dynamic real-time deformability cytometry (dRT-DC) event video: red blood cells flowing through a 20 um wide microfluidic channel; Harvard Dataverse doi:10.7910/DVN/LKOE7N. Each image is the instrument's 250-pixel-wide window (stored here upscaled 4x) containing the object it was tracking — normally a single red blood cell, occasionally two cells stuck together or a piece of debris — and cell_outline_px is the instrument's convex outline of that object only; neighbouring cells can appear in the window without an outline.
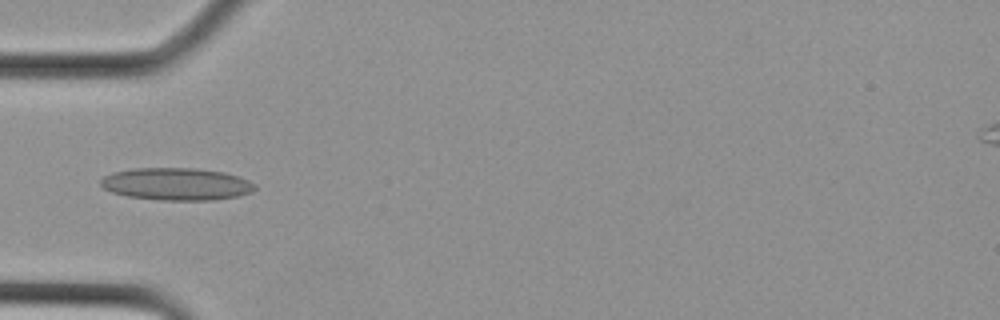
{"species": "Egyptian fruit bat (a non-hibernating species)", "species_latin": "Rousettus aegyptiacus", "temperature_condition": "cold", "stored_images_in_passage": 5, "camera_frame_rate_fps": 3000, "um_per_image_px": 0.085, "animal": {"sex": "female"}, "frame": {"image": 1, "passage_image": 2, "time_ms": 0.333, "image_size_px": [1000, 320], "cell_outline_px": [[256, 188], [252, 192], [236, 196], [212, 200], [160, 200], [128, 196], [112, 192], [104, 188], [100, 184], [100, 180], [104, 176], [112, 172], [132, 168], [196, 168], [224, 172], [240, 176], [256, 184]], "centroid_in_image_um": [15.0, 15.63], "position_along_channel_um": 70.0, "area_um2": 29.19}}
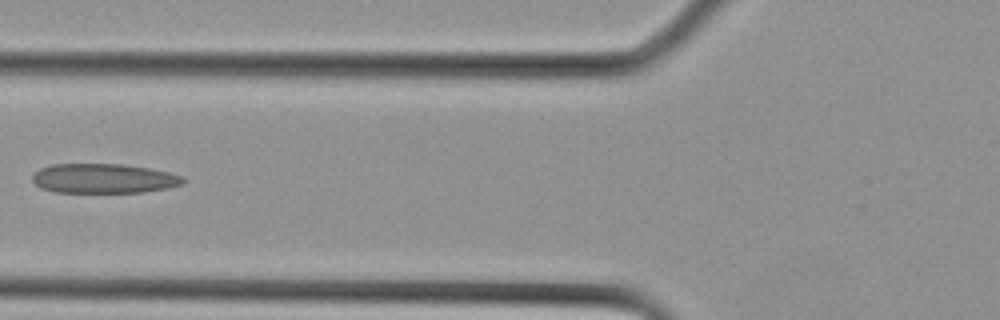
{"frame": {"image": 2, "passage_image": 4, "time_ms": 1.0, "image_size_px": [1000, 320], "cell_outline_px": [[184, 184], [168, 188], [144, 192], [56, 192], [40, 188], [32, 180], [32, 176], [40, 168], [52, 164], [120, 164], [152, 168], [184, 176]], "centroid_in_image_um": [8.84, 15.17], "position_along_channel_um": 117.0, "area_um2": 26.07}}